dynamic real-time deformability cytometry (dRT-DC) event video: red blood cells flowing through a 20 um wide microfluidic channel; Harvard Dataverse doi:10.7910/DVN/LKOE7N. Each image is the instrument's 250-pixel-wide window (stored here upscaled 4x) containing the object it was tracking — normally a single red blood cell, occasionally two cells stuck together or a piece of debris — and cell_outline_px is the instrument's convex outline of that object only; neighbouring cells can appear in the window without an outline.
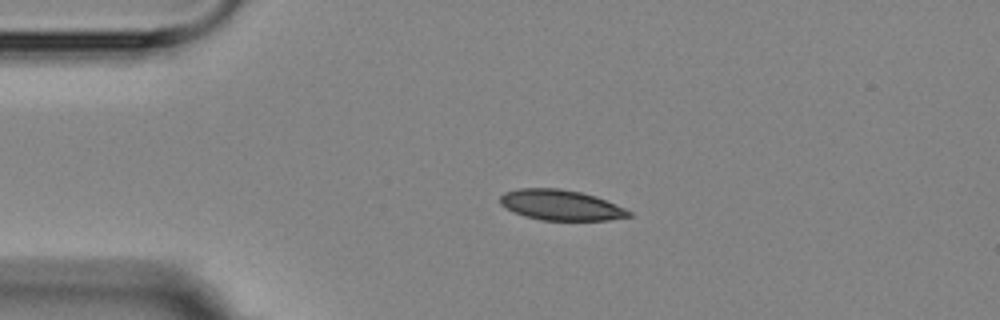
{"species": "Egyptian fruit bat (a non-hibernating species)", "species_latin": "Rousettus aegyptiacus", "temperature_condition": "room temperature", "stored_images_in_passage": 2, "camera_frame_rate_fps": 3000, "um_per_image_px": 0.085, "animal": {"sex": "female"}, "frame": {"image": 1, "passage_image": 1, "time_ms": 0.0, "image_size_px": [1000, 320], "cell_outline_px": [[632, 216], [608, 220], [540, 220], [524, 216], [500, 204], [500, 196], [504, 192], [520, 188], [560, 188], [580, 192], [596, 196], [624, 208], [632, 212]], "centroid_in_image_um": [47.67, 17.43], "position_along_channel_um": 37.3, "area_um2": 22.72}}